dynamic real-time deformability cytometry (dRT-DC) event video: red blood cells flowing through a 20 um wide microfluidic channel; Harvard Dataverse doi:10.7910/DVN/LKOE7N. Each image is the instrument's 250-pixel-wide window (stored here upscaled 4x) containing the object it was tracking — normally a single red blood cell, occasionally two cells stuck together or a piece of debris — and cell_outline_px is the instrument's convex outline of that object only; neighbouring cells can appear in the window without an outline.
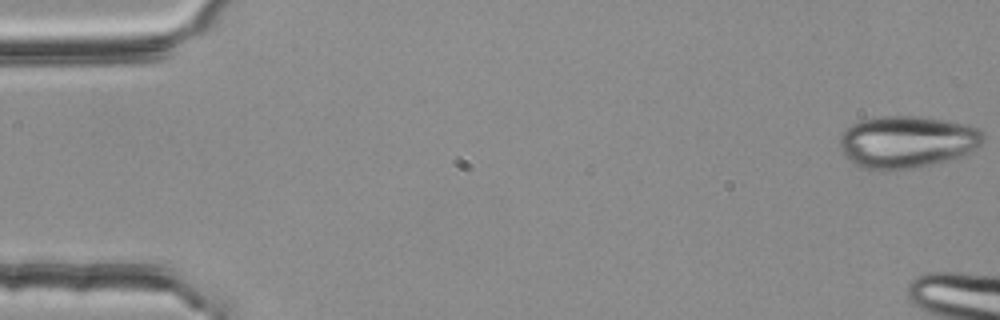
{"species": "common noctule bat (a hibernating species)", "species_latin": "Nyctalus noctula", "temperature_condition": "room temperature", "stored_images_in_passage": 11, "camera_frame_rate_fps": 3000, "um_per_image_px": 0.085, "animal": {"sex": "female", "body_mass_g": 25.1}, "frame": {"image": 1, "passage_image": 1, "time_ms": 0.0, "image_size_px": [1000, 320], "cell_outline_px": [[984, 140], [976, 148], [964, 156], [928, 164], [908, 168], [884, 172], [864, 168], [848, 160], [840, 148], [840, 136], [852, 124], [860, 120], [884, 116], [916, 116], [948, 120], [968, 124], [980, 128], [984, 132]], "centroid_in_image_um": [77.11, 12.05], "position_along_channel_um": 7.9, "area_um2": 43.81}}